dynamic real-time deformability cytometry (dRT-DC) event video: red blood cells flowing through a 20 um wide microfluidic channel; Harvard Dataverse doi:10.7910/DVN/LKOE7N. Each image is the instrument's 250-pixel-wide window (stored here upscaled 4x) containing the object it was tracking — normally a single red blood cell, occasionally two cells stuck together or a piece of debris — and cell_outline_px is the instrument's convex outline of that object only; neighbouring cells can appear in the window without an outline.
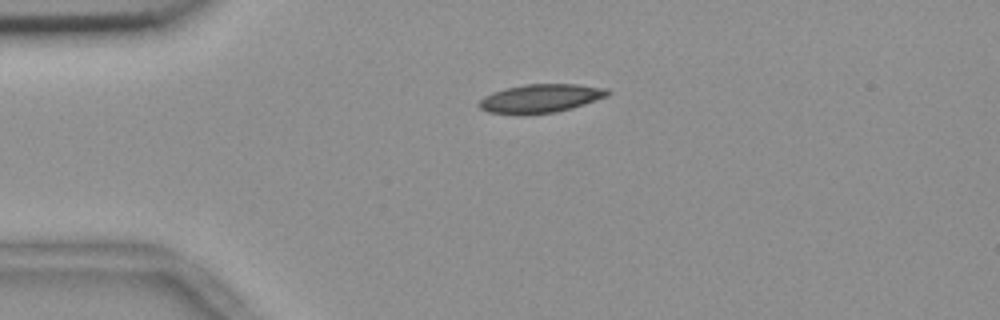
{"species": "common noctule bat (a hibernating species)", "species_latin": "Nyctalus noctula", "temperature_condition": "room temperature", "stored_images_in_passage": 43, "camera_frame_rate_fps": 3000, "um_per_image_px": 0.085, "animal": {"sex": "female", "body_mass_g": 18.4}, "frame": {"image": 1, "passage_image": 1, "time_ms": 0.0, "image_size_px": [1000, 320], "cell_outline_px": [[612, 92], [608, 96], [572, 108], [556, 112], [524, 116], [488, 112], [480, 108], [480, 100], [484, 96], [492, 92], [524, 84], [576, 84], [608, 88]], "centroid_in_image_um": [45.97, 8.38], "position_along_channel_um": 39.0, "area_um2": 21.68}}
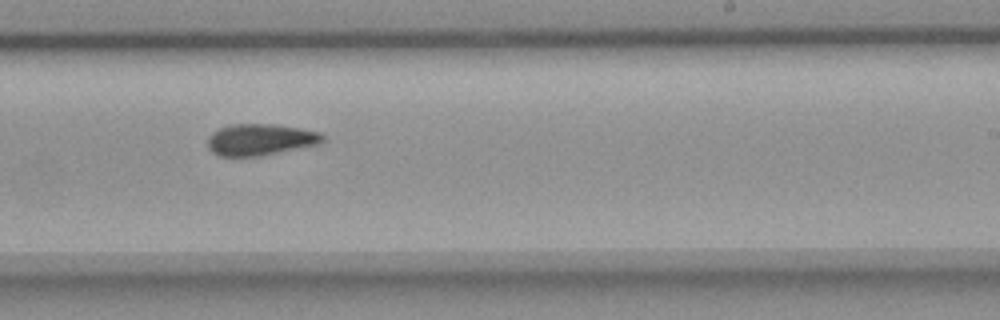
{"frame": {"image": 2, "passage_image": 22, "time_ms": 7.0, "image_size_px": [1000, 320], "cell_outline_px": [[324, 140], [320, 144], [260, 156], [220, 156], [212, 152], [208, 148], [208, 136], [212, 132], [220, 128], [232, 124], [272, 124], [300, 128], [320, 132], [324, 136]], "centroid_in_image_um": [22.13, 11.87], "position_along_channel_um": 266.9, "area_um2": 21.15}}
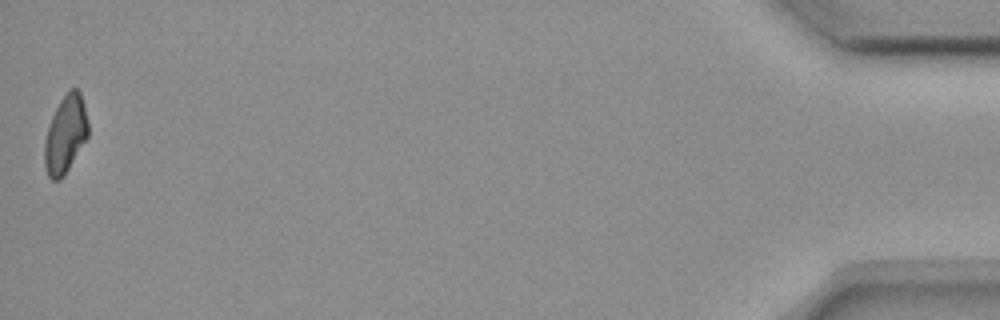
{"frame": {"image": 3, "passage_image": 43, "time_ms": 14.0, "image_size_px": [1000, 320], "cell_outline_px": [[88, 136], [64, 176], [60, 180], [52, 180], [48, 176], [44, 164], [44, 144], [48, 128], [52, 116], [60, 100], [68, 88], [76, 88], [80, 92], [84, 104], [88, 124]], "centroid_in_image_um": [5.56, 11.42], "position_along_channel_um": 429.6, "area_um2": 19.71}, "authors_computed_cell_mechanics": {"area_um2": 21.0392, "velocity_mm_per_s": 3.6871, "shape_relaxation_time_tau1_ms": null, "shape_relaxation_time_tau2_ms": 5.3056, "deformation_change_tau1": null, "deformation_change_tau2": 0.1023}}